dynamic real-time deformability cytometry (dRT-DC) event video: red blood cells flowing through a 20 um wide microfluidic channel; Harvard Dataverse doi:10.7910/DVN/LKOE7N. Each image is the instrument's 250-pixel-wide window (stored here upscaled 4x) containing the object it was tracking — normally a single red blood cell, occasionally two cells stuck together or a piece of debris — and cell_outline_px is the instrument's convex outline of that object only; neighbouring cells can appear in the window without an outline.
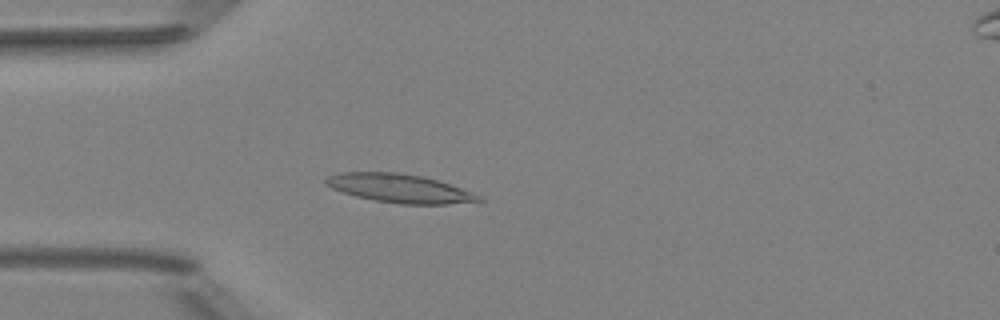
{"species": "Egyptian fruit bat (a non-hibernating species)", "species_latin": "Rousettus aegyptiacus", "temperature_condition": "room temperature", "stored_images_in_passage": 50, "camera_frame_rate_fps": 3000, "um_per_image_px": 0.085, "animal": {"sex": "female"}, "frame": {"image": 1, "passage_image": 13, "time_ms": 4.0, "image_size_px": [1000, 320], "cell_outline_px": [[484, 200], [448, 204], [400, 204], [376, 200], [356, 196], [332, 188], [324, 184], [324, 180], [328, 176], [340, 172], [396, 172], [424, 176], [472, 192], [480, 196]], "centroid_in_image_um": [33.93, 16.0], "position_along_channel_um": 51.1, "area_um2": 25.2}}
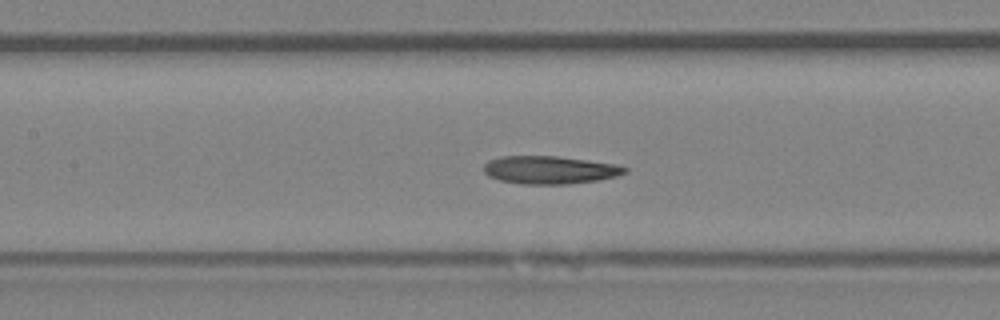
{"frame": {"image": 2, "passage_image": 22, "time_ms": 7.0, "image_size_px": [1000, 320], "cell_outline_px": [[628, 172], [616, 176], [596, 180], [568, 184], [520, 184], [500, 180], [488, 176], [484, 172], [484, 164], [488, 160], [500, 156], [556, 156], [616, 164], [628, 168]], "centroid_in_image_um": [46.7, 14.44], "position_along_channel_um": 160.7, "area_um2": 22.95}}
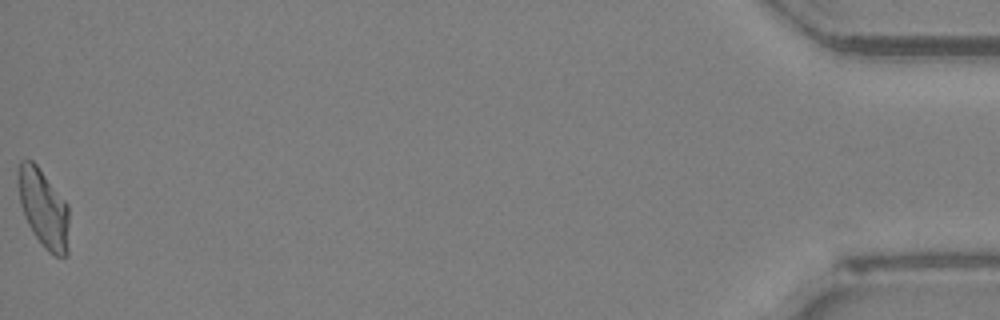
{"frame": {"image": 3, "passage_image": 50, "time_ms": 16.333, "image_size_px": [1000, 320], "cell_outline_px": [[68, 256], [56, 256], [48, 252], [44, 248], [32, 232], [24, 216], [20, 204], [20, 160], [32, 160], [36, 164], [68, 204]], "centroid_in_image_um": [3.74, 17.78], "position_along_channel_um": 431.5, "area_um2": 22.83}, "authors_computed_cell_mechanics": {"area_um2": 22.9466, "velocity_mm_per_s": 3.9994, "shape_relaxation_time_tau1_ms": 8.3002, "shape_relaxation_time_tau2_ms": 3.0676, "deformation_change_tau1": 0.2225, "deformation_change_tau2": 0.1132}}